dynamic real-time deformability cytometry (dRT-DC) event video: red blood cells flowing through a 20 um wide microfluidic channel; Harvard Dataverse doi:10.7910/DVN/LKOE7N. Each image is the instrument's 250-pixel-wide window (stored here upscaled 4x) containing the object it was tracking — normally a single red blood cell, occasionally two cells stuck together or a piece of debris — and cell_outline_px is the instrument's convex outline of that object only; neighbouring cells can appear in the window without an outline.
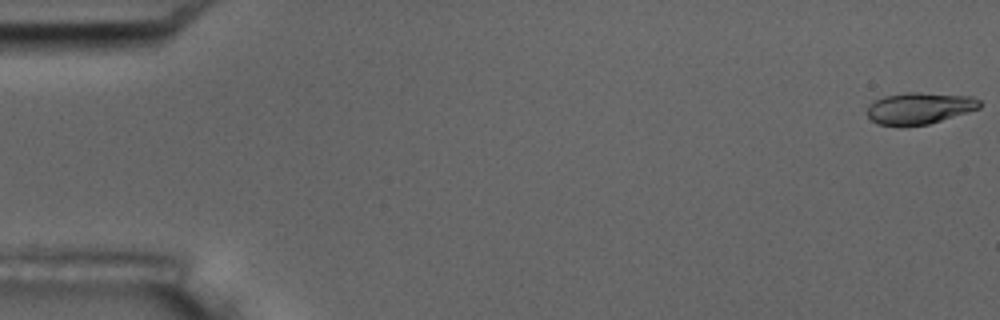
{"species": "common noctule bat (a hibernating species)", "species_latin": "Nyctalus noctula", "temperature_condition": "room temperature", "stored_images_in_passage": 5, "camera_frame_rate_fps": 3000, "um_per_image_px": 0.085, "animal": {"sex": "male", "body_mass_g": 17.5, "forearm_length_mm": 52.3}, "frame": {"image": 1, "passage_image": 1, "time_ms": 0.0, "image_size_px": [1000, 320], "cell_outline_px": [[980, 108], [968, 112], [928, 124], [900, 128], [876, 124], [868, 116], [868, 104], [884, 96], [904, 92], [920, 92], [972, 96], [980, 100]], "centroid_in_image_um": [78.12, 9.22], "position_along_channel_um": 6.9, "area_um2": 21.15}}
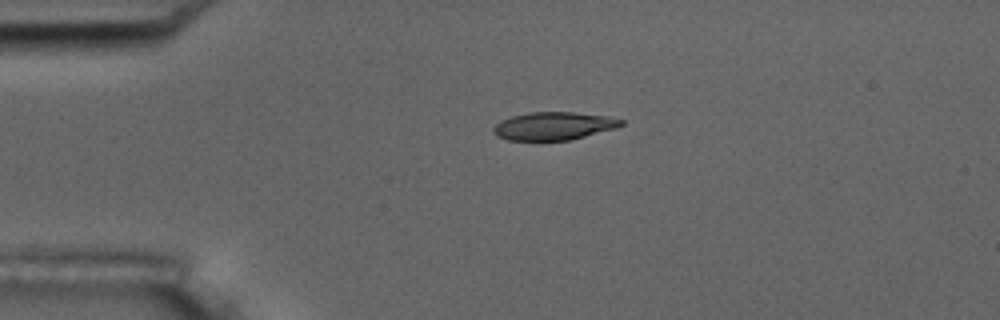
{"frame": {"image": 2, "passage_image": 4, "time_ms": 4.0, "image_size_px": [1000, 320], "cell_outline_px": [[624, 124], [616, 128], [568, 140], [508, 140], [496, 136], [492, 132], [492, 128], [500, 120], [512, 116], [532, 112], [572, 112], [608, 116], [624, 120]], "centroid_in_image_um": [47.04, 10.7], "position_along_channel_um": 38.0, "area_um2": 20.75}}